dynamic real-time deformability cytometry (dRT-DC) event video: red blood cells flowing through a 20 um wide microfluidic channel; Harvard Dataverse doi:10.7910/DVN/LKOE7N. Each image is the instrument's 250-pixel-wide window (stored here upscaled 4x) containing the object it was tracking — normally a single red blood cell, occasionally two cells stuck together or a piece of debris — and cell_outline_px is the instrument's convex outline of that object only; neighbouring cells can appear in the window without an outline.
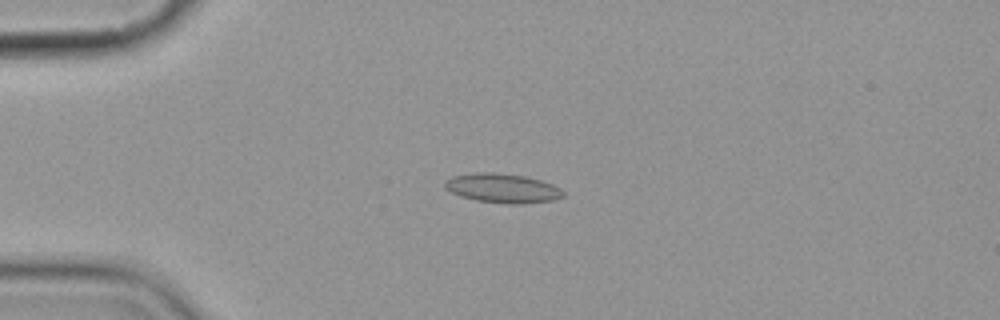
{"species": "common noctule bat (a hibernating species)", "species_latin": "Nyctalus noctula", "temperature_condition": "cold", "stored_images_in_passage": 6, "camera_frame_rate_fps": 3000, "um_per_image_px": 0.085, "animal": {"sex": "female", "body_mass_g": 19.9}, "frame": {"image": 1, "passage_image": 4, "time_ms": 3.667, "image_size_px": [1000, 320], "cell_outline_px": [[564, 196], [556, 200], [524, 204], [508, 204], [476, 200], [460, 196], [444, 188], [444, 180], [452, 176], [476, 172], [496, 172], [524, 176], [540, 180], [552, 184], [560, 188], [564, 192]], "centroid_in_image_um": [42.71, 16.0], "position_along_channel_um": 42.3, "area_um2": 20.4}}
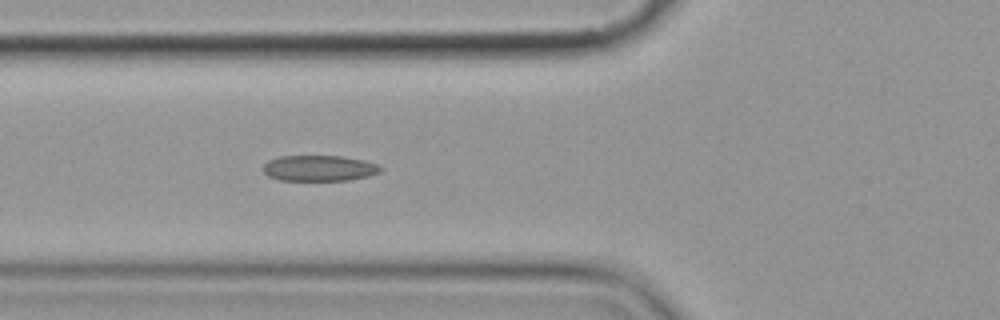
{"frame": {"image": 2, "passage_image": 6, "time_ms": 6.0, "image_size_px": [1000, 320], "cell_outline_px": [[384, 168], [380, 172], [368, 176], [348, 180], [280, 180], [268, 176], [264, 172], [264, 164], [268, 160], [280, 156], [340, 156], [364, 160], [376, 164]], "centroid_in_image_um": [27.14, 14.29], "position_along_channel_um": 98.7, "area_um2": 17.57}}